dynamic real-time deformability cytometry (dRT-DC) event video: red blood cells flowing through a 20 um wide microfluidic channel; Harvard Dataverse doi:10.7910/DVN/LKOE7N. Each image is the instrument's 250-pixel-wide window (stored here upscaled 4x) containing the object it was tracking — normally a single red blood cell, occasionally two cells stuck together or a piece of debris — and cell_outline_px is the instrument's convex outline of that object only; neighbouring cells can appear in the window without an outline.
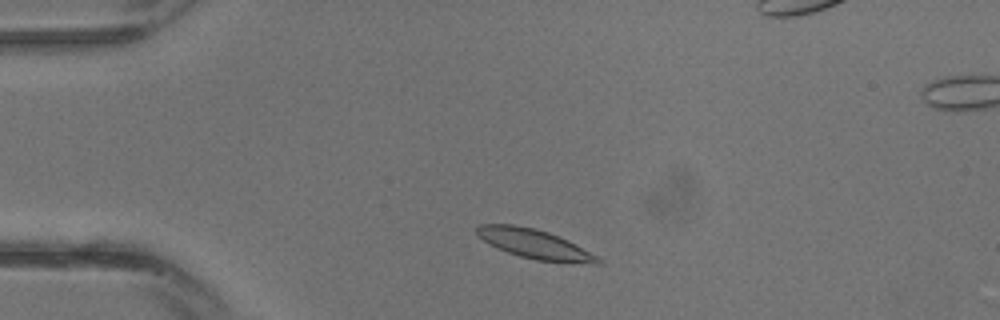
{"species": "common noctule bat (a hibernating species)", "species_latin": "Nyctalus noctula", "temperature_condition": "warm", "stored_images_in_passage": 15, "camera_frame_rate_fps": 3000, "um_per_image_px": 0.085, "animal": {"sex": "male", "body_mass_g": 13.3}, "frame": {"image": 1, "passage_image": 3, "time_ms": 0.667, "image_size_px": [1000, 320], "cell_outline_px": [[604, 264], [572, 264], [536, 260], [520, 256], [508, 252], [484, 240], [476, 232], [476, 228], [480, 224], [512, 224], [532, 228], [548, 232], [568, 240], [604, 260]], "centroid_in_image_um": [45.55, 20.77], "position_along_channel_um": 39.5, "area_um2": 20.63}}
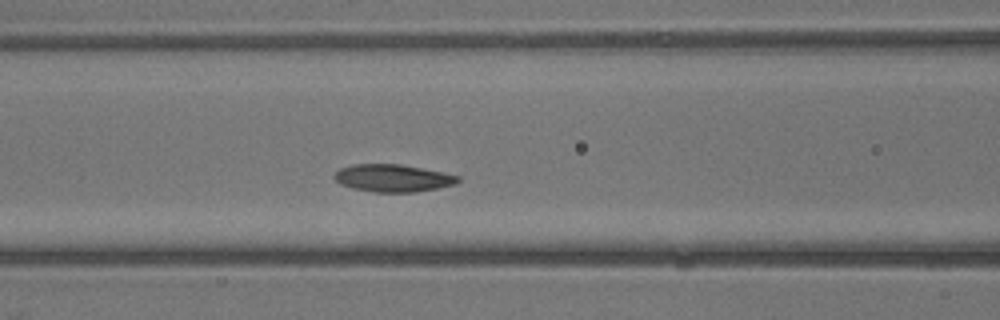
{"frame": {"image": 2, "passage_image": 9, "time_ms": 2.667, "image_size_px": [1000, 320], "cell_outline_px": [[460, 180], [456, 184], [416, 192], [372, 192], [352, 188], [340, 184], [332, 176], [340, 168], [352, 164], [400, 164], [444, 172], [460, 176]], "centroid_in_image_um": [33.39, 15.13], "position_along_channel_um": 133.2, "area_um2": 19.88}}
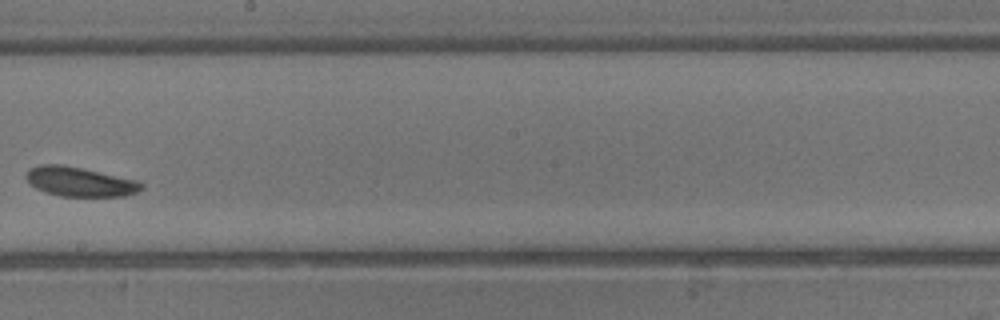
{"frame": {"image": 3, "passage_image": 14, "time_ms": 4.333, "image_size_px": [1000, 320], "cell_outline_px": [[144, 188], [136, 192], [124, 196], [60, 196], [44, 192], [36, 188], [24, 176], [28, 168], [40, 164], [60, 164], [140, 180], [144, 184]], "centroid_in_image_um": [6.79, 15.44], "position_along_channel_um": 241.4, "area_um2": 19.88}}